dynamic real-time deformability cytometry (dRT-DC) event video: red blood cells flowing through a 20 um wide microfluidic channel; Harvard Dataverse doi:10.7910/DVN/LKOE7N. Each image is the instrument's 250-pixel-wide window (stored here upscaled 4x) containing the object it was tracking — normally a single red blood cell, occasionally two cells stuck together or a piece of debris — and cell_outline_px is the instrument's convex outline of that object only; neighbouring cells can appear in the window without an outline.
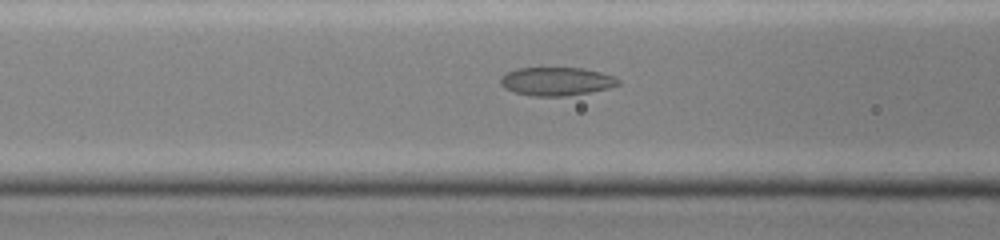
{"species": "common noctule bat (a hibernating species)", "species_latin": "Nyctalus noctula", "temperature_condition": "cold", "stored_images_in_passage": 33, "segment_of_instrument_passage": [1, 2], "camera_frame_rate_fps": 3000, "um_per_image_px": 0.085, "animal": {"sex": "female", "body_mass_g": 19.0, "forearm_length_mm": 51.5}, "frame": {"image": 1, "passage_image": 9, "time_ms": 2.667, "image_size_px": [1000, 240], "cell_outline_px": [[620, 84], [608, 88], [588, 92], [564, 96], [536, 96], [516, 92], [504, 88], [500, 84], [500, 76], [516, 68], [584, 68], [600, 72], [612, 76], [620, 80]], "centroid_in_image_um": [47.28, 6.91], "position_along_channel_um": 119.3, "area_um2": 19.31}}
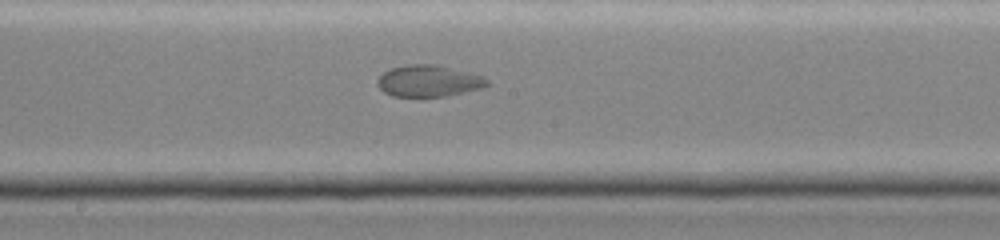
{"frame": {"image": 2, "passage_image": 16, "time_ms": 5.0, "image_size_px": [1000, 240], "cell_outline_px": [[488, 84], [480, 88], [464, 92], [444, 96], [392, 96], [384, 92], [376, 84], [376, 80], [384, 72], [392, 68], [408, 64], [436, 64], [484, 76], [488, 80]], "centroid_in_image_um": [36.41, 6.87], "position_along_channel_um": 211.8, "area_um2": 20.0}}
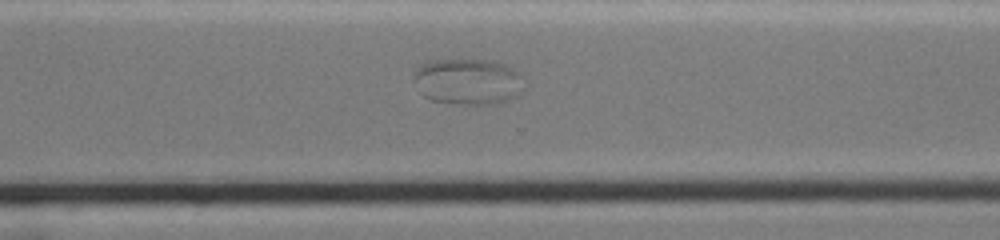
{"frame": {"image": 3, "passage_image": 25, "time_ms": 8.0, "image_size_px": [1000, 240], "cell_outline_px": [[524, 88], [516, 96], [492, 104], [456, 104], [432, 100], [424, 96], [420, 92], [412, 80], [412, 76], [416, 68], [424, 60], [484, 60], [504, 64], [520, 72], [524, 76]], "centroid_in_image_um": [39.74, 6.92], "position_along_channel_um": 330.9, "area_um2": 30.0}}